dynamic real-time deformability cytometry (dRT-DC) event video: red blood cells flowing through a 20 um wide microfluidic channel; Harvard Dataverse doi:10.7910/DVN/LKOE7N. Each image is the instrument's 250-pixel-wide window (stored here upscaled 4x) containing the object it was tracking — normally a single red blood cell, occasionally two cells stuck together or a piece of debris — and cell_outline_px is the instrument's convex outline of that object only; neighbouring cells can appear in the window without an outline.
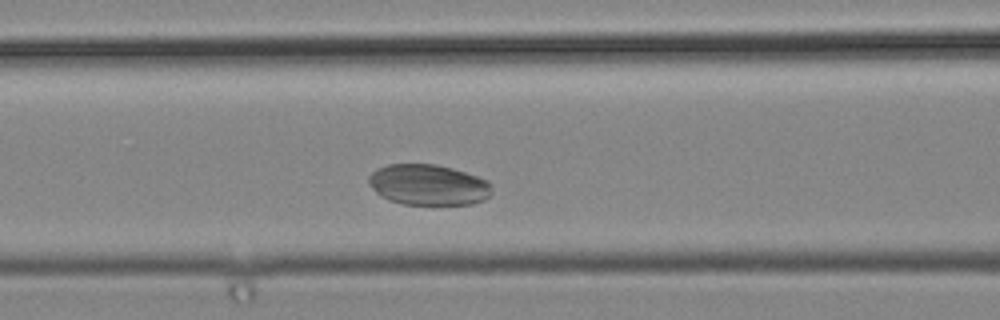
{"species": "common noctule bat (a hibernating species)", "species_latin": "Nyctalus noctula", "temperature_condition": "cold", "stored_images_in_passage": 34, "camera_frame_rate_fps": 3000, "um_per_image_px": 0.085, "animal": {"sex": "male", "body_mass_g": 19.2, "forearm_length_mm": 51.8}, "frame": {"image": 1, "passage_image": 11, "time_ms": 3.333, "image_size_px": [1000, 320], "cell_outline_px": [[492, 192], [484, 200], [472, 204], [404, 204], [388, 200], [380, 196], [368, 184], [368, 176], [376, 168], [388, 164], [436, 164], [452, 168], [488, 180]], "centroid_in_image_um": [36.37, 15.7], "position_along_channel_um": 130.2, "area_um2": 29.3}}
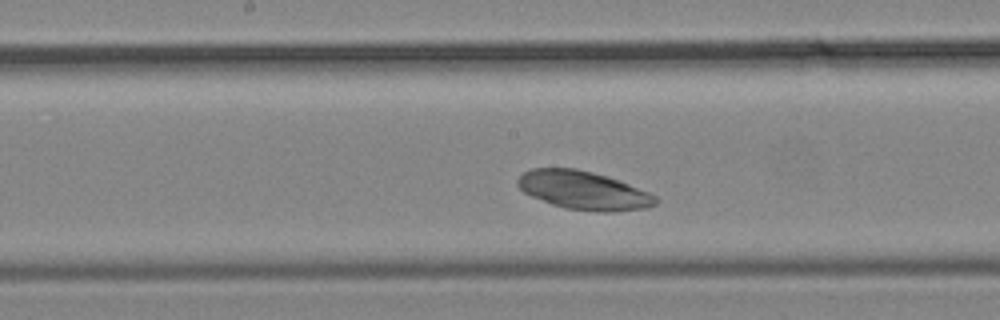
{"frame": {"image": 2, "passage_image": 16, "time_ms": 5.0, "image_size_px": [1000, 320], "cell_outline_px": [[660, 200], [656, 204], [644, 208], [612, 212], [596, 212], [564, 208], [552, 204], [532, 196], [524, 192], [516, 184], [516, 180], [524, 172], [532, 168], [576, 168], [608, 176], [620, 180], [648, 192], [656, 196]], "centroid_in_image_um": [49.61, 16.18], "position_along_channel_um": 198.6, "area_um2": 30.98}}
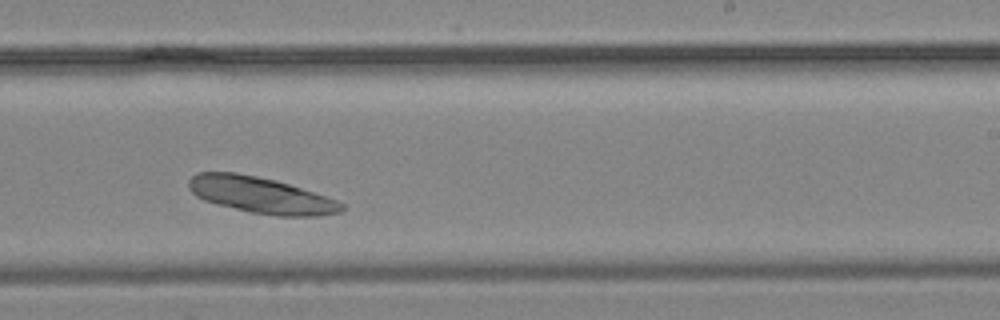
{"frame": {"image": 3, "passage_image": 21, "time_ms": 6.667, "image_size_px": [1000, 320], "cell_outline_px": [[344, 208], [340, 212], [320, 216], [276, 216], [252, 212], [216, 204], [204, 200], [196, 196], [188, 188], [188, 180], [196, 172], [236, 172], [276, 180], [336, 200], [344, 204]], "centroid_in_image_um": [22.13, 16.58], "position_along_channel_um": 266.9, "area_um2": 32.14}}